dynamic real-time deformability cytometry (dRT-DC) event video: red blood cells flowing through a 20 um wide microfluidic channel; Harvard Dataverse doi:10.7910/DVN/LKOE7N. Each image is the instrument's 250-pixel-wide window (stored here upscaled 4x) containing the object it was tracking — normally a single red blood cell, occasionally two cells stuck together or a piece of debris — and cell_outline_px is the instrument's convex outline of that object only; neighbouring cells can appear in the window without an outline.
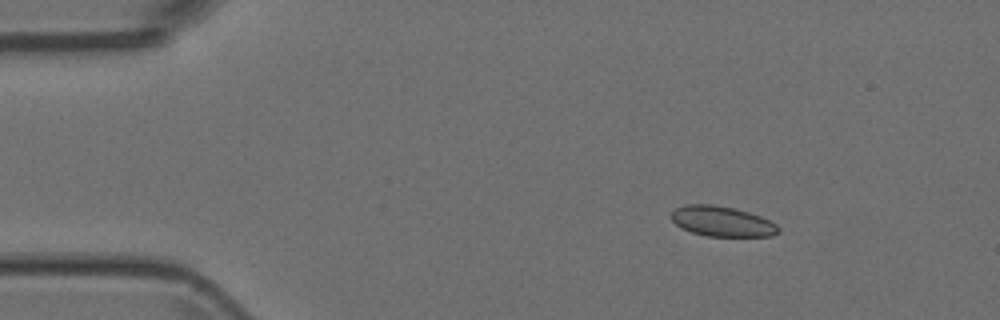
{"species": "Egyptian fruit bat (a non-hibernating species)", "species_latin": "Rousettus aegyptiacus", "temperature_condition": "room temperature", "stored_images_in_passage": 4, "camera_frame_rate_fps": 3000, "um_per_image_px": 0.085, "animal": {"sex": "female"}, "frame": {"image": 1, "passage_image": 1, "time_ms": 0.0, "image_size_px": [1000, 320], "cell_outline_px": [[780, 232], [772, 236], [708, 236], [692, 232], [680, 228], [668, 216], [676, 208], [684, 204], [712, 204], [736, 208], [760, 216], [776, 224], [780, 228]], "centroid_in_image_um": [61.35, 18.81], "position_along_channel_um": 23.7, "area_um2": 19.02}}
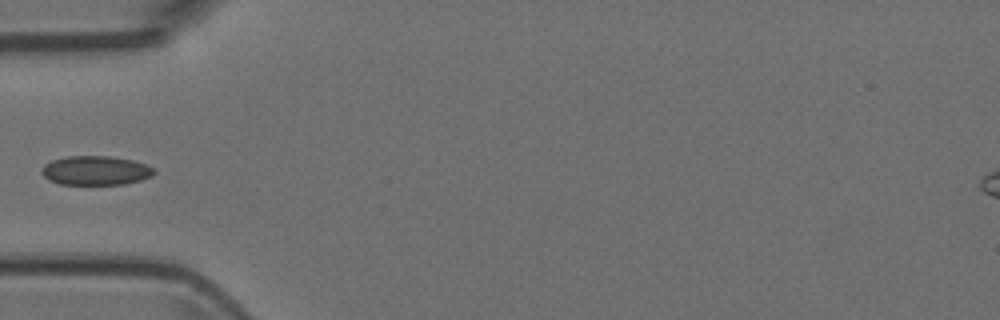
{"frame": {"image": 2, "passage_image": 4, "time_ms": 1.0, "image_size_px": [1000, 320], "cell_outline_px": [[156, 172], [152, 176], [140, 180], [124, 184], [60, 184], [48, 180], [40, 172], [40, 168], [44, 164], [52, 160], [68, 156], [108, 156], [132, 160], [156, 168]], "centroid_in_image_um": [8.11, 14.49], "position_along_channel_um": 76.9, "area_um2": 19.19}}